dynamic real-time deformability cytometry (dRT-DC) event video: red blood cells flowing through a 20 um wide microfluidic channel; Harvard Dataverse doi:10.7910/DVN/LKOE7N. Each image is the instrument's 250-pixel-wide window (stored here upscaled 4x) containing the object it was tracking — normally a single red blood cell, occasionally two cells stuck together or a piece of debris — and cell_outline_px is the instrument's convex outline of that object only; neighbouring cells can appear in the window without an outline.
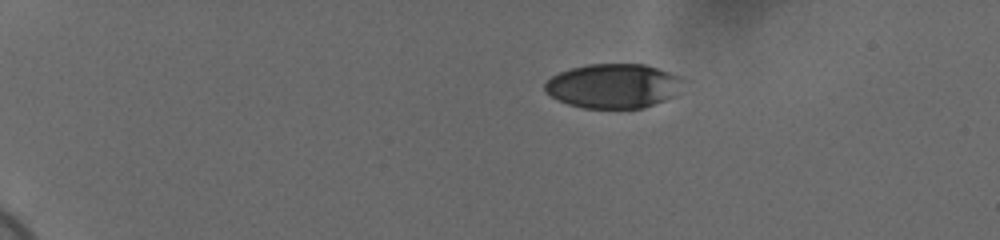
{"species": "human", "species_latin": "Homo sapiens", "temperature_condition": "cold", "stored_images_in_passage": 47, "camera_frame_rate_fps": 3000, "um_per_image_px": 0.085, "donor": {"sex": "female"}, "frame": {"image": 1, "passage_image": 1, "time_ms": 0.0, "image_size_px": [1000, 240], "cell_outline_px": [[680, 80], [676, 96], [644, 108], [584, 108], [568, 104], [544, 92], [544, 84], [552, 76], [560, 72], [572, 68], [588, 64], [644, 64], [668, 72], [676, 76]], "centroid_in_image_um": [52.09, 7.31], "position_along_channel_um": 32.9, "area_um2": 35.37}}
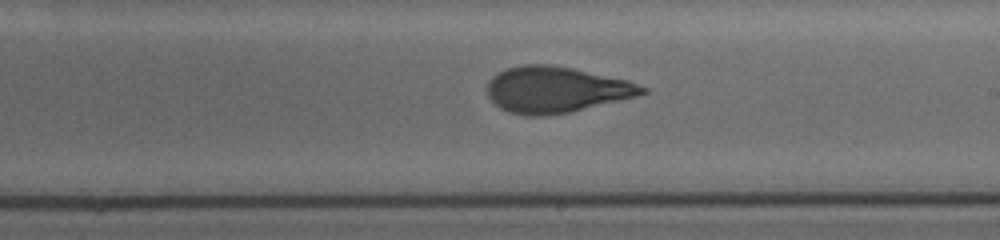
{"frame": {"image": 2, "passage_image": 26, "time_ms": 8.333, "image_size_px": [1000, 240], "cell_outline_px": [[648, 92], [636, 96], [568, 112], [544, 116], [528, 116], [508, 112], [500, 108], [488, 96], [488, 84], [492, 76], [508, 68], [524, 64], [552, 64], [572, 68], [628, 80], [648, 88]], "centroid_in_image_um": [47.25, 7.61], "position_along_channel_um": 241.7, "area_um2": 41.27}}
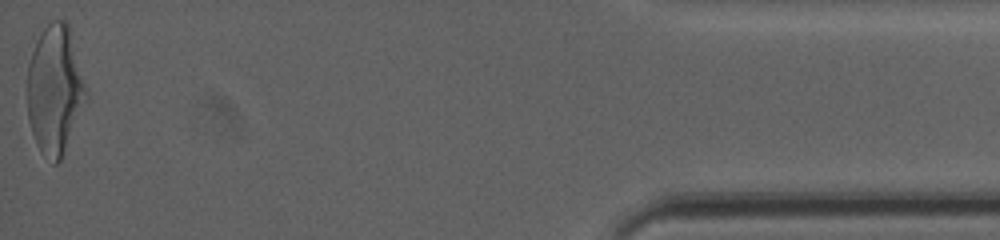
{"frame": {"image": 3, "passage_image": 47, "time_ms": 15.333, "image_size_px": [1000, 240], "cell_outline_px": [[84, 88], [60, 160], [56, 164], [52, 164], [40, 152], [32, 132], [28, 120], [28, 64], [32, 52], [44, 28], [52, 20], [64, 20], [68, 24], [84, 84]], "centroid_in_image_um": [4.56, 7.58], "position_along_channel_um": 430.6, "area_um2": 41.33}, "authors_computed_cell_mechanics": {"area_um2": 40.9224, "velocity_mm_per_s": 3.698, "shape_relaxation_time_tau1_ms": 5.3933, "shape_relaxation_time_tau2_ms": 1.2733, "deformation_change_tau1": 0.2218, "deformation_change_tau2": 0.084}}